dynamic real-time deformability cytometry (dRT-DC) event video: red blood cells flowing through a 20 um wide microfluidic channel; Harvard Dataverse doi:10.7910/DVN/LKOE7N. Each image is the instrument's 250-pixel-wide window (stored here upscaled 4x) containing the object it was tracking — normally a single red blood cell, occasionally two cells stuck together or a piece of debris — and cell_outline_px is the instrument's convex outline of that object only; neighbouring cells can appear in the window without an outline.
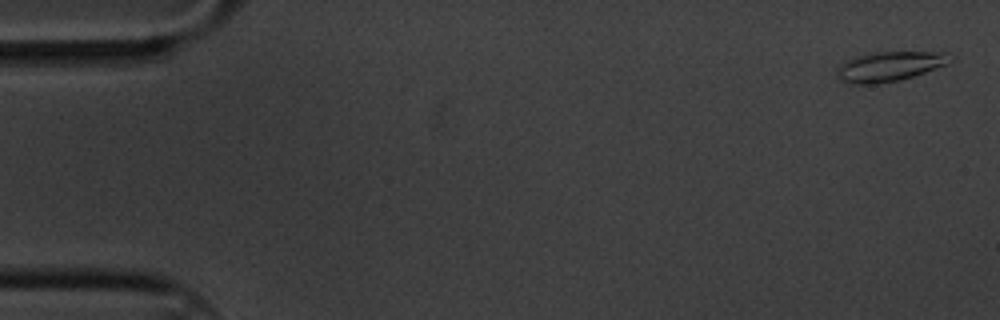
{"species": "common noctule bat (a hibernating species)", "species_latin": "Nyctalus noctula", "temperature_condition": "cold", "stored_images_in_passage": 6, "camera_frame_rate_fps": 3000, "um_per_image_px": 0.085, "animal": {"sex": "male", "body_mass_g": 20.1, "forearm_length_mm": 53.5}, "frame": {"image": 1, "passage_image": 1, "time_ms": 0.0, "image_size_px": [1000, 320], "cell_outline_px": [[956, 56], [948, 64], [900, 80], [876, 84], [848, 84], [840, 80], [836, 76], [836, 68], [844, 60], [864, 52], [944, 52]], "centroid_in_image_um": [75.55, 5.63], "position_along_channel_um": 9.4, "area_um2": 20.11}}
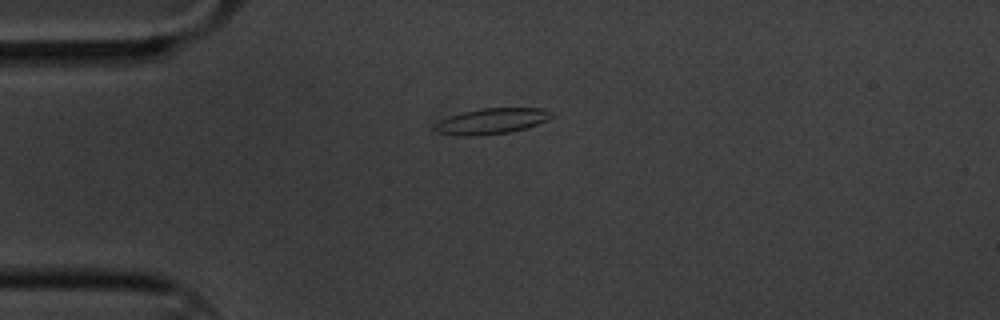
{"frame": {"image": 2, "passage_image": 5, "time_ms": 1.333, "image_size_px": [1000, 320], "cell_outline_px": [[552, 116], [548, 120], [512, 132], [476, 136], [460, 136], [436, 132], [432, 128], [436, 124], [448, 116], [480, 108], [544, 108]], "centroid_in_image_um": [41.75, 10.3], "position_along_channel_um": 43.3, "area_um2": 17.4}}